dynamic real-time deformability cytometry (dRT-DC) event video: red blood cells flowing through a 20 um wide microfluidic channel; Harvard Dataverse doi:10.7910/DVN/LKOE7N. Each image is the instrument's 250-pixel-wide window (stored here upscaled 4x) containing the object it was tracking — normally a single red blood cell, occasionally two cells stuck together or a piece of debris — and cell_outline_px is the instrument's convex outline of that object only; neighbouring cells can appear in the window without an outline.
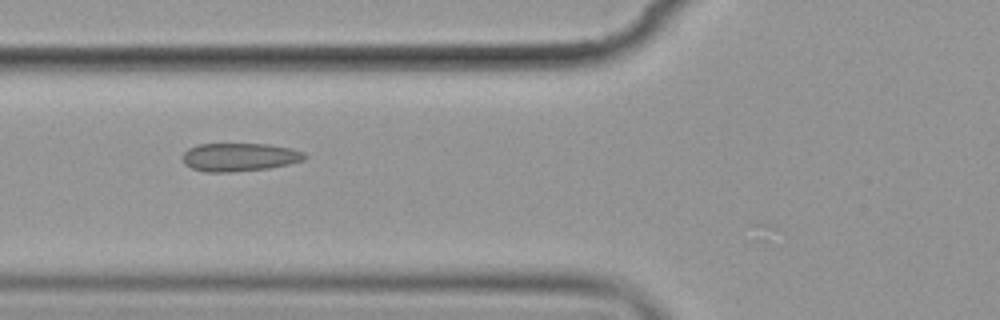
{"species": "common noctule bat (a hibernating species)", "species_latin": "Nyctalus noctula", "temperature_condition": "cold", "stored_images_in_passage": 7, "camera_frame_rate_fps": 3000, "um_per_image_px": 0.085, "animal": {"sex": "female", "body_mass_g": 19.9}, "frame": {"image": 1, "passage_image": 7, "time_ms": 7.0, "image_size_px": [1000, 320], "cell_outline_px": [[308, 156], [304, 160], [288, 164], [268, 168], [232, 172], [204, 172], [192, 168], [184, 164], [180, 156], [188, 148], [196, 144], [268, 144], [292, 148], [304, 152]], "centroid_in_image_um": [20.33, 13.35], "position_along_channel_um": 105.5, "area_um2": 20.35}}